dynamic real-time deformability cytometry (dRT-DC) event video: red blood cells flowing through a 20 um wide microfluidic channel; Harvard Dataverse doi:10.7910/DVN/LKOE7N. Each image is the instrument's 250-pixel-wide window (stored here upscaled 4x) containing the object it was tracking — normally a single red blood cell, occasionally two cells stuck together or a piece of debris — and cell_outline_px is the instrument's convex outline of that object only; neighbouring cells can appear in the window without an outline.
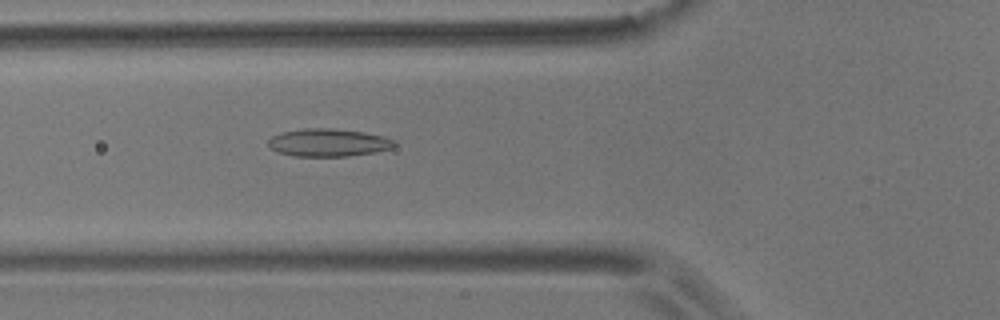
{"species": "common noctule bat (a hibernating species)", "species_latin": "Nyctalus noctula", "temperature_condition": "room temperature", "stored_images_in_passage": 2, "camera_frame_rate_fps": 3000, "um_per_image_px": 0.085, "animal": {"sex": "male", "body_mass_g": 17.9}, "frame": {"image": 1, "passage_image": 2, "time_ms": 0.333, "image_size_px": [1000, 320], "cell_outline_px": [[396, 144], [392, 148], [376, 152], [348, 156], [296, 156], [276, 152], [268, 148], [268, 140], [272, 136], [280, 132], [304, 128], [332, 128], [364, 132], [384, 136], [396, 140]], "centroid_in_image_um": [27.9, 12.12], "position_along_channel_um": 97.9, "area_um2": 20.69}}